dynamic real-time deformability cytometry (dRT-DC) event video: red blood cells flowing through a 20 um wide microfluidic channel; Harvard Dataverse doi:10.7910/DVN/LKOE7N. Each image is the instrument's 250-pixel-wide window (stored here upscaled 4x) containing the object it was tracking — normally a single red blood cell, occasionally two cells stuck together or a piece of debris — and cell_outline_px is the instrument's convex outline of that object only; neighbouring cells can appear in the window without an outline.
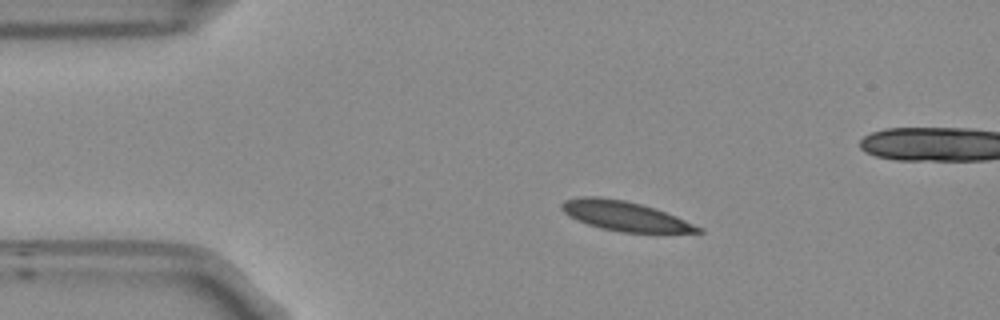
{"species": "Egyptian fruit bat (a non-hibernating species)", "species_latin": "Rousettus aegyptiacus", "temperature_condition": "room temperature", "stored_images_in_passage": 45, "camera_frame_rate_fps": 3000, "um_per_image_px": 0.085, "frame": {"image": 1, "passage_image": 1, "time_ms": 0.0, "image_size_px": [1000, 320], "cell_outline_px": [[704, 232], [620, 232], [600, 228], [576, 220], [568, 216], [560, 208], [560, 204], [564, 200], [580, 196], [596, 196], [624, 200], [656, 208], [676, 216], [704, 228]], "centroid_in_image_um": [53.08, 18.35], "position_along_channel_um": 31.9, "area_um2": 23.58}}
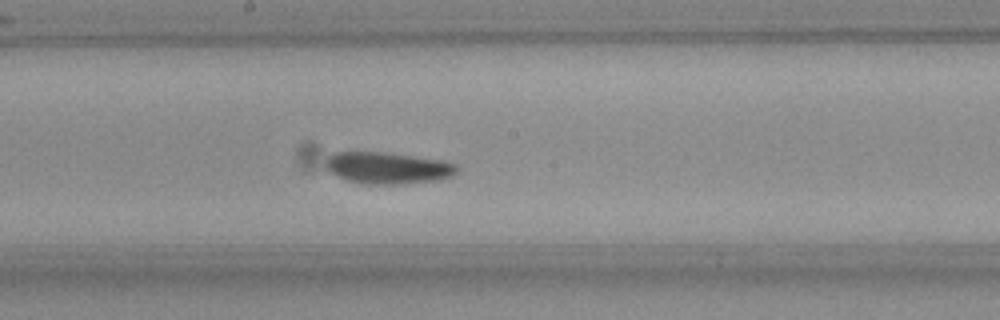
{"frame": {"image": 2, "passage_image": 19, "time_ms": 6.0, "image_size_px": [1000, 320], "cell_outline_px": [[460, 172], [452, 176], [440, 180], [404, 184], [364, 184], [344, 180], [328, 172], [328, 156], [332, 152], [384, 152], [444, 160], [456, 164], [460, 168]], "centroid_in_image_um": [33.02, 14.28], "position_along_channel_um": 215.2, "area_um2": 24.62}}
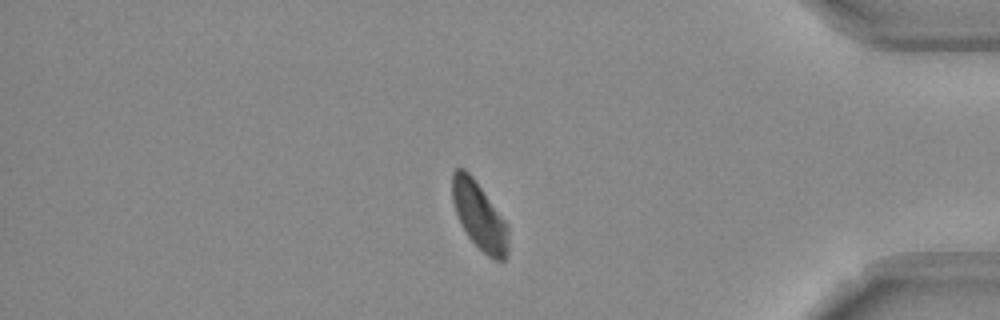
{"frame": {"image": 3, "passage_image": 36, "time_ms": 11.667, "image_size_px": [1000, 320], "cell_outline_px": [[508, 252], [504, 260], [496, 260], [488, 256], [468, 236], [456, 212], [452, 200], [452, 172], [456, 168], [464, 168], [472, 176], [508, 224]], "centroid_in_image_um": [40.75, 18.33], "position_along_channel_um": 394.5, "area_um2": 21.68}, "authors_computed_cell_mechanics": {"area_um2": 23.6402, "velocity_mm_per_s": 3.7524, "shape_relaxation_time_tau1_ms": 6.3805, "shape_relaxation_time_tau2_ms": 5.8209, "deformation_change_tau1": 0.1174, "deformation_change_tau2": 0.0828}}